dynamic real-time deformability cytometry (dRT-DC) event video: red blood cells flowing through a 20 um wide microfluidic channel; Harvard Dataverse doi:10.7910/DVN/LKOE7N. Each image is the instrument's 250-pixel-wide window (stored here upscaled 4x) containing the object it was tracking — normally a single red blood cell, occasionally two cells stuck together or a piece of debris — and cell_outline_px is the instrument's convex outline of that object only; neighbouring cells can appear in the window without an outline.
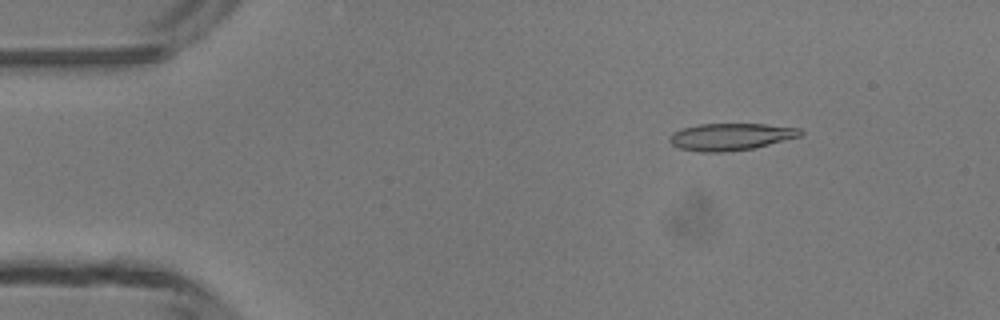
{"species": "common noctule bat (a hibernating species)", "species_latin": "Nyctalus noctula", "temperature_condition": "room temperature", "stored_images_in_passage": 48, "camera_frame_rate_fps": 3000, "um_per_image_px": 0.085, "animal": {"sex": "male", "body_mass_g": 13.3}, "frame": {"image": 1, "passage_image": 7, "time_ms": 2.0, "image_size_px": [1000, 320], "cell_outline_px": [[804, 132], [800, 136], [752, 148], [724, 152], [700, 152], [680, 148], [672, 144], [668, 140], [668, 136], [672, 132], [680, 128], [696, 124], [764, 124], [800, 128]], "centroid_in_image_um": [62.05, 11.61], "position_along_channel_um": 23.0, "area_um2": 20.63}}
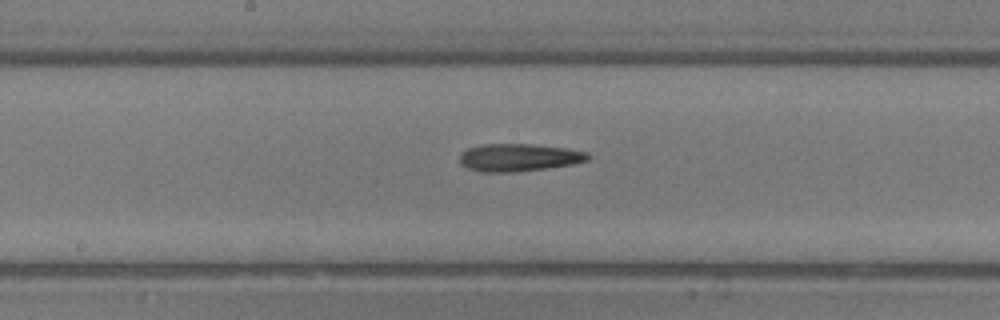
{"frame": {"image": 2, "passage_image": 25, "time_ms": 8.0, "image_size_px": [1000, 320], "cell_outline_px": [[592, 156], [588, 160], [572, 164], [544, 168], [512, 172], [480, 172], [468, 168], [460, 164], [460, 156], [468, 148], [484, 144], [532, 144], [568, 148], [588, 152]], "centroid_in_image_um": [44.13, 13.38], "position_along_channel_um": 204.1, "area_um2": 20.58}}
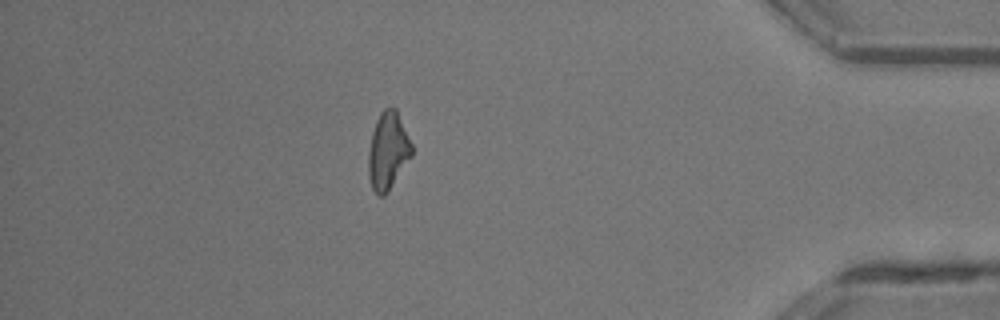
{"frame": {"image": 3, "passage_image": 42, "time_ms": 13.667, "image_size_px": [1000, 320], "cell_outline_px": [[412, 156], [388, 192], [384, 196], [380, 196], [372, 188], [368, 176], [368, 152], [372, 132], [376, 120], [380, 112], [384, 108], [396, 108], [412, 144]], "centroid_in_image_um": [32.97, 12.83], "position_along_channel_um": 402.2, "area_um2": 19.59}, "authors_computed_cell_mechanics": {"area_um2": 20.2878, "velocity_mm_per_s": 4.2897, "shape_relaxation_time_tau1_ms": 5.7724, "shape_relaxation_time_tau2_ms": null, "deformation_change_tau1": 0.1651, "deformation_change_tau2": null}}